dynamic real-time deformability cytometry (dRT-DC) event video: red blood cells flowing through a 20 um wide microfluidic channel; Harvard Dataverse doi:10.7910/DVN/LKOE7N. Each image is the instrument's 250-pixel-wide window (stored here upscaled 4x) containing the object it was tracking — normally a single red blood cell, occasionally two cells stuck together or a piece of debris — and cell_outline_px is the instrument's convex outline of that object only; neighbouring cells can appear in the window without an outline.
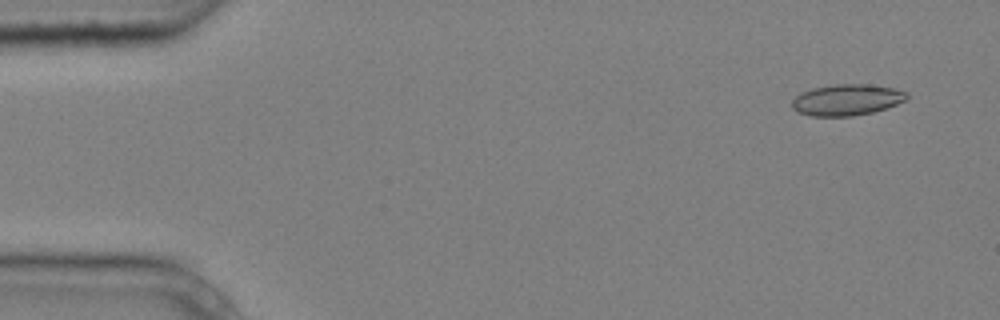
{"species": "common noctule bat (a hibernating species)", "species_latin": "Nyctalus noctula", "temperature_condition": "cold", "stored_images_in_passage": 4, "camera_frame_rate_fps": 3000, "um_per_image_px": 0.085, "animal": {"sex": "male", "body_mass_g": 20.4}, "frame": {"image": 1, "passage_image": 1, "time_ms": 0.0, "image_size_px": [1000, 320], "cell_outline_px": [[908, 96], [904, 100], [888, 108], [872, 112], [852, 116], [812, 116], [796, 112], [792, 108], [792, 100], [800, 92], [812, 88], [836, 84], [868, 84], [892, 88], [908, 92]], "centroid_in_image_um": [71.95, 8.49], "position_along_channel_um": 13.1, "area_um2": 20.92}}